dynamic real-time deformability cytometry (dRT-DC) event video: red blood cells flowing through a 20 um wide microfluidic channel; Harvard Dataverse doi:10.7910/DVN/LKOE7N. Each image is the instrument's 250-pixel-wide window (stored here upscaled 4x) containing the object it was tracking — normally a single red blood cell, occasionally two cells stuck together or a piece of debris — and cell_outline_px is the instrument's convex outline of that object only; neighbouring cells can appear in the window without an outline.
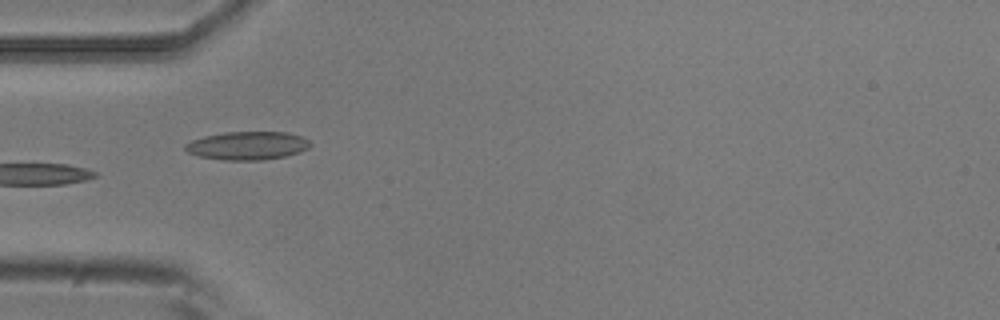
{"species": "common noctule bat (a hibernating species)", "species_latin": "Nyctalus noctula", "temperature_condition": "room temperature", "stored_images_in_passage": 6, "camera_frame_rate_fps": 3000, "um_per_image_px": 0.085, "animal": {"sex": "male", "body_mass_g": 20.5, "forearm_length_mm": 52.5}, "frame": {"image": 1, "passage_image": 4, "time_ms": 1.0, "image_size_px": [1000, 320], "cell_outline_px": [[312, 144], [308, 148], [300, 152], [288, 156], [264, 160], [224, 160], [200, 156], [188, 152], [184, 148], [184, 144], [192, 140], [204, 136], [224, 132], [288, 132], [300, 136], [308, 140]], "centroid_in_image_um": [21.05, 12.38], "position_along_channel_um": 63.9, "area_um2": 20.69}}
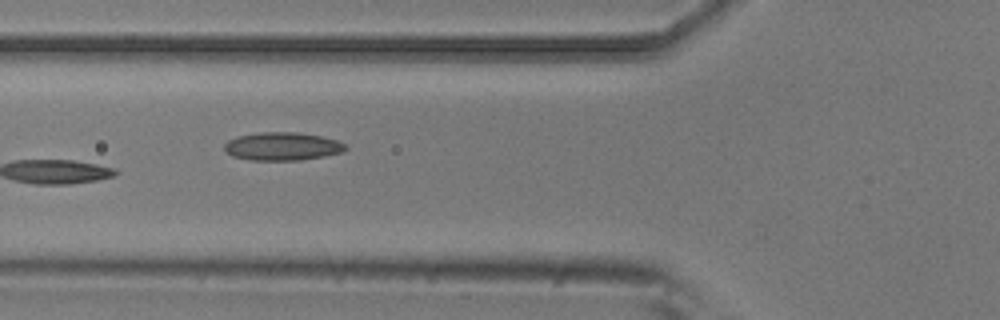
{"frame": {"image": 2, "passage_image": 5, "time_ms": 1.333, "image_size_px": [1000, 320], "cell_outline_px": [[348, 148], [340, 152], [324, 156], [300, 160], [252, 160], [232, 156], [224, 148], [224, 144], [228, 140], [236, 136], [260, 132], [296, 132], [320, 136], [336, 140], [344, 144]], "centroid_in_image_um": [23.97, 12.43], "position_along_channel_um": 101.8, "area_um2": 19.71}}
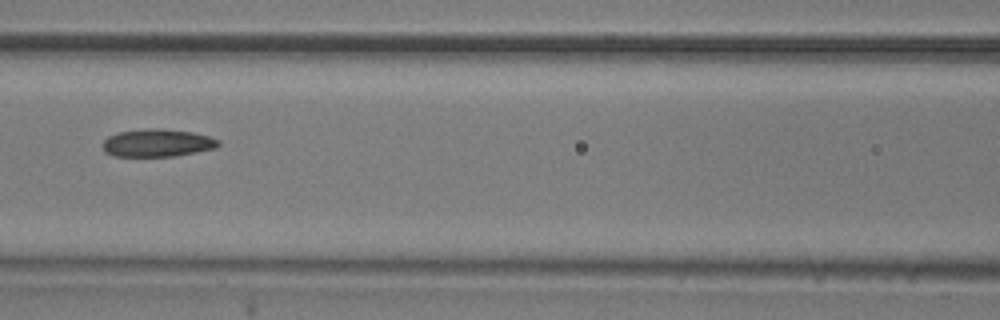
{"frame": {"image": 3, "passage_image": 6, "time_ms": 1.667, "image_size_px": [1000, 320], "cell_outline_px": [[220, 144], [216, 148], [176, 156], [112, 156], [104, 152], [104, 140], [108, 136], [120, 132], [148, 128], [160, 128], [192, 132], [208, 136], [220, 140]], "centroid_in_image_um": [13.39, 12.15], "position_along_channel_um": 153.2, "area_um2": 18.67}}